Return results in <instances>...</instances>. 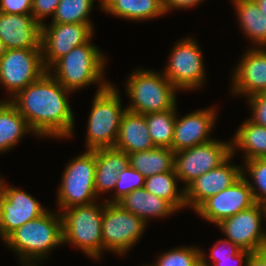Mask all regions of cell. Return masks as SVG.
Here are the masks:
<instances>
[{
  "label": "cell",
  "mask_w": 266,
  "mask_h": 266,
  "mask_svg": "<svg viewBox=\"0 0 266 266\" xmlns=\"http://www.w3.org/2000/svg\"><path fill=\"white\" fill-rule=\"evenodd\" d=\"M231 155V141L213 139L175 152L174 169L184 190L198 177L218 167Z\"/></svg>",
  "instance_id": "8fae6325"
},
{
  "label": "cell",
  "mask_w": 266,
  "mask_h": 266,
  "mask_svg": "<svg viewBox=\"0 0 266 266\" xmlns=\"http://www.w3.org/2000/svg\"><path fill=\"white\" fill-rule=\"evenodd\" d=\"M93 202L76 205L60 212L62 218L63 245L69 243L81 249L89 258L99 261L103 254L102 204Z\"/></svg>",
  "instance_id": "277c9868"
},
{
  "label": "cell",
  "mask_w": 266,
  "mask_h": 266,
  "mask_svg": "<svg viewBox=\"0 0 266 266\" xmlns=\"http://www.w3.org/2000/svg\"><path fill=\"white\" fill-rule=\"evenodd\" d=\"M8 51L6 44L0 39V59L5 55Z\"/></svg>",
  "instance_id": "b9f144b4"
},
{
  "label": "cell",
  "mask_w": 266,
  "mask_h": 266,
  "mask_svg": "<svg viewBox=\"0 0 266 266\" xmlns=\"http://www.w3.org/2000/svg\"><path fill=\"white\" fill-rule=\"evenodd\" d=\"M203 0H163V9L165 14L170 13L173 9H187L198 6ZM198 4V5H197Z\"/></svg>",
  "instance_id": "f35d334b"
},
{
  "label": "cell",
  "mask_w": 266,
  "mask_h": 266,
  "mask_svg": "<svg viewBox=\"0 0 266 266\" xmlns=\"http://www.w3.org/2000/svg\"><path fill=\"white\" fill-rule=\"evenodd\" d=\"M0 39L8 49H41V25L31 14L0 12Z\"/></svg>",
  "instance_id": "d6986e66"
},
{
  "label": "cell",
  "mask_w": 266,
  "mask_h": 266,
  "mask_svg": "<svg viewBox=\"0 0 266 266\" xmlns=\"http://www.w3.org/2000/svg\"><path fill=\"white\" fill-rule=\"evenodd\" d=\"M92 23H51L41 25L40 46L48 71L74 47L88 43L94 35Z\"/></svg>",
  "instance_id": "7c38bea8"
},
{
  "label": "cell",
  "mask_w": 266,
  "mask_h": 266,
  "mask_svg": "<svg viewBox=\"0 0 266 266\" xmlns=\"http://www.w3.org/2000/svg\"><path fill=\"white\" fill-rule=\"evenodd\" d=\"M117 203L147 224L150 217L167 218L177 212L168 201L148 192L145 188L135 189Z\"/></svg>",
  "instance_id": "7402d4cb"
},
{
  "label": "cell",
  "mask_w": 266,
  "mask_h": 266,
  "mask_svg": "<svg viewBox=\"0 0 266 266\" xmlns=\"http://www.w3.org/2000/svg\"><path fill=\"white\" fill-rule=\"evenodd\" d=\"M3 242L18 255L22 266H38L54 248L63 245L60 212L48 209L43 215L17 228Z\"/></svg>",
  "instance_id": "7a4b0ae2"
},
{
  "label": "cell",
  "mask_w": 266,
  "mask_h": 266,
  "mask_svg": "<svg viewBox=\"0 0 266 266\" xmlns=\"http://www.w3.org/2000/svg\"><path fill=\"white\" fill-rule=\"evenodd\" d=\"M246 266H266V249L251 252Z\"/></svg>",
  "instance_id": "ab89813d"
},
{
  "label": "cell",
  "mask_w": 266,
  "mask_h": 266,
  "mask_svg": "<svg viewBox=\"0 0 266 266\" xmlns=\"http://www.w3.org/2000/svg\"><path fill=\"white\" fill-rule=\"evenodd\" d=\"M128 165L126 152L115 148L96 149L95 191L98 197L114 190L119 173Z\"/></svg>",
  "instance_id": "44dd1931"
},
{
  "label": "cell",
  "mask_w": 266,
  "mask_h": 266,
  "mask_svg": "<svg viewBox=\"0 0 266 266\" xmlns=\"http://www.w3.org/2000/svg\"><path fill=\"white\" fill-rule=\"evenodd\" d=\"M231 91L235 96L266 92V47H250L233 69Z\"/></svg>",
  "instance_id": "e0dca14e"
},
{
  "label": "cell",
  "mask_w": 266,
  "mask_h": 266,
  "mask_svg": "<svg viewBox=\"0 0 266 266\" xmlns=\"http://www.w3.org/2000/svg\"><path fill=\"white\" fill-rule=\"evenodd\" d=\"M128 156L129 165L145 177L174 170L175 152L171 148L155 147L133 152Z\"/></svg>",
  "instance_id": "4316f807"
},
{
  "label": "cell",
  "mask_w": 266,
  "mask_h": 266,
  "mask_svg": "<svg viewBox=\"0 0 266 266\" xmlns=\"http://www.w3.org/2000/svg\"><path fill=\"white\" fill-rule=\"evenodd\" d=\"M263 219L266 221V206L256 203L234 216L221 220L216 226L221 229L227 240L241 250L254 252L266 249V227L262 226Z\"/></svg>",
  "instance_id": "4fadbf2b"
},
{
  "label": "cell",
  "mask_w": 266,
  "mask_h": 266,
  "mask_svg": "<svg viewBox=\"0 0 266 266\" xmlns=\"http://www.w3.org/2000/svg\"><path fill=\"white\" fill-rule=\"evenodd\" d=\"M240 251L241 248H239L236 244L227 239L221 238L213 245V247H210V256L208 257L212 260V262L207 260V253L201 249V266H211L218 259L232 258Z\"/></svg>",
  "instance_id": "836d02e7"
},
{
  "label": "cell",
  "mask_w": 266,
  "mask_h": 266,
  "mask_svg": "<svg viewBox=\"0 0 266 266\" xmlns=\"http://www.w3.org/2000/svg\"><path fill=\"white\" fill-rule=\"evenodd\" d=\"M60 0H33L31 15L40 24L43 25V19L53 16Z\"/></svg>",
  "instance_id": "d590c367"
},
{
  "label": "cell",
  "mask_w": 266,
  "mask_h": 266,
  "mask_svg": "<svg viewBox=\"0 0 266 266\" xmlns=\"http://www.w3.org/2000/svg\"><path fill=\"white\" fill-rule=\"evenodd\" d=\"M236 9L239 25L244 35L251 40V47H266V16L255 0H231Z\"/></svg>",
  "instance_id": "d4e9b609"
},
{
  "label": "cell",
  "mask_w": 266,
  "mask_h": 266,
  "mask_svg": "<svg viewBox=\"0 0 266 266\" xmlns=\"http://www.w3.org/2000/svg\"><path fill=\"white\" fill-rule=\"evenodd\" d=\"M244 162L242 175L252 190L254 200L256 203L266 206V158H255Z\"/></svg>",
  "instance_id": "4dcf8cb0"
},
{
  "label": "cell",
  "mask_w": 266,
  "mask_h": 266,
  "mask_svg": "<svg viewBox=\"0 0 266 266\" xmlns=\"http://www.w3.org/2000/svg\"><path fill=\"white\" fill-rule=\"evenodd\" d=\"M177 181H179L175 169L173 171L163 172L146 177L144 188L168 201L177 211L186 207L185 190L178 189Z\"/></svg>",
  "instance_id": "83f0119b"
},
{
  "label": "cell",
  "mask_w": 266,
  "mask_h": 266,
  "mask_svg": "<svg viewBox=\"0 0 266 266\" xmlns=\"http://www.w3.org/2000/svg\"><path fill=\"white\" fill-rule=\"evenodd\" d=\"M231 140V154L234 155L236 150L241 149L243 161L266 158V127L247 119L242 122Z\"/></svg>",
  "instance_id": "484cf974"
},
{
  "label": "cell",
  "mask_w": 266,
  "mask_h": 266,
  "mask_svg": "<svg viewBox=\"0 0 266 266\" xmlns=\"http://www.w3.org/2000/svg\"><path fill=\"white\" fill-rule=\"evenodd\" d=\"M256 204L243 175L231 186L205 200L194 212L212 224L234 216Z\"/></svg>",
  "instance_id": "9a60e30c"
},
{
  "label": "cell",
  "mask_w": 266,
  "mask_h": 266,
  "mask_svg": "<svg viewBox=\"0 0 266 266\" xmlns=\"http://www.w3.org/2000/svg\"><path fill=\"white\" fill-rule=\"evenodd\" d=\"M33 0H0V12L7 14H31Z\"/></svg>",
  "instance_id": "8d00e7d4"
},
{
  "label": "cell",
  "mask_w": 266,
  "mask_h": 266,
  "mask_svg": "<svg viewBox=\"0 0 266 266\" xmlns=\"http://www.w3.org/2000/svg\"><path fill=\"white\" fill-rule=\"evenodd\" d=\"M146 177L140 172L128 165L118 175V180L114 188L112 199H105L106 202H118L125 195L135 189L144 188Z\"/></svg>",
  "instance_id": "d6a6232c"
},
{
  "label": "cell",
  "mask_w": 266,
  "mask_h": 266,
  "mask_svg": "<svg viewBox=\"0 0 266 266\" xmlns=\"http://www.w3.org/2000/svg\"><path fill=\"white\" fill-rule=\"evenodd\" d=\"M62 173L57 192L61 212L76 205H88L98 199L95 191L96 149L86 150L71 159Z\"/></svg>",
  "instance_id": "52a82bcc"
},
{
  "label": "cell",
  "mask_w": 266,
  "mask_h": 266,
  "mask_svg": "<svg viewBox=\"0 0 266 266\" xmlns=\"http://www.w3.org/2000/svg\"><path fill=\"white\" fill-rule=\"evenodd\" d=\"M216 112L217 108L212 106L185 116H177L178 113H176L172 150L178 152L213 140L209 135L217 122Z\"/></svg>",
  "instance_id": "ac0fdd59"
},
{
  "label": "cell",
  "mask_w": 266,
  "mask_h": 266,
  "mask_svg": "<svg viewBox=\"0 0 266 266\" xmlns=\"http://www.w3.org/2000/svg\"><path fill=\"white\" fill-rule=\"evenodd\" d=\"M230 155L218 167L204 173L185 189L186 207L194 211L208 198L228 188L242 176V167L231 164Z\"/></svg>",
  "instance_id": "2e32d148"
},
{
  "label": "cell",
  "mask_w": 266,
  "mask_h": 266,
  "mask_svg": "<svg viewBox=\"0 0 266 266\" xmlns=\"http://www.w3.org/2000/svg\"><path fill=\"white\" fill-rule=\"evenodd\" d=\"M29 133L35 134L17 108L9 100L2 101L0 103V154L14 148Z\"/></svg>",
  "instance_id": "cb8c5ba5"
},
{
  "label": "cell",
  "mask_w": 266,
  "mask_h": 266,
  "mask_svg": "<svg viewBox=\"0 0 266 266\" xmlns=\"http://www.w3.org/2000/svg\"><path fill=\"white\" fill-rule=\"evenodd\" d=\"M126 81L125 92L131 100L126 107L128 111L145 115L167 111L177 106L175 95L178 90L162 72L136 69Z\"/></svg>",
  "instance_id": "5b68a950"
},
{
  "label": "cell",
  "mask_w": 266,
  "mask_h": 266,
  "mask_svg": "<svg viewBox=\"0 0 266 266\" xmlns=\"http://www.w3.org/2000/svg\"><path fill=\"white\" fill-rule=\"evenodd\" d=\"M125 111L120 92L113 84L95 93L87 121L86 150L114 148Z\"/></svg>",
  "instance_id": "8992f818"
},
{
  "label": "cell",
  "mask_w": 266,
  "mask_h": 266,
  "mask_svg": "<svg viewBox=\"0 0 266 266\" xmlns=\"http://www.w3.org/2000/svg\"><path fill=\"white\" fill-rule=\"evenodd\" d=\"M250 251L241 250L232 258L218 259L211 266H246Z\"/></svg>",
  "instance_id": "74e56055"
},
{
  "label": "cell",
  "mask_w": 266,
  "mask_h": 266,
  "mask_svg": "<svg viewBox=\"0 0 266 266\" xmlns=\"http://www.w3.org/2000/svg\"><path fill=\"white\" fill-rule=\"evenodd\" d=\"M199 46L194 38L187 37L176 41L170 52L162 73L177 90L189 91L202 87L206 72Z\"/></svg>",
  "instance_id": "9c48e42d"
},
{
  "label": "cell",
  "mask_w": 266,
  "mask_h": 266,
  "mask_svg": "<svg viewBox=\"0 0 266 266\" xmlns=\"http://www.w3.org/2000/svg\"><path fill=\"white\" fill-rule=\"evenodd\" d=\"M99 4L105 13L124 20L148 21L166 15L163 0H100Z\"/></svg>",
  "instance_id": "603a6c76"
},
{
  "label": "cell",
  "mask_w": 266,
  "mask_h": 266,
  "mask_svg": "<svg viewBox=\"0 0 266 266\" xmlns=\"http://www.w3.org/2000/svg\"><path fill=\"white\" fill-rule=\"evenodd\" d=\"M155 264L147 266H201V248L198 246L177 247L158 256Z\"/></svg>",
  "instance_id": "1f68e13d"
},
{
  "label": "cell",
  "mask_w": 266,
  "mask_h": 266,
  "mask_svg": "<svg viewBox=\"0 0 266 266\" xmlns=\"http://www.w3.org/2000/svg\"><path fill=\"white\" fill-rule=\"evenodd\" d=\"M3 178L0 176V191H1V186H2V182H3Z\"/></svg>",
  "instance_id": "7bdbcfd3"
},
{
  "label": "cell",
  "mask_w": 266,
  "mask_h": 266,
  "mask_svg": "<svg viewBox=\"0 0 266 266\" xmlns=\"http://www.w3.org/2000/svg\"><path fill=\"white\" fill-rule=\"evenodd\" d=\"M146 225L140 217L127 211L117 202L103 201V252L110 251L122 257L138 243Z\"/></svg>",
  "instance_id": "ba28073f"
},
{
  "label": "cell",
  "mask_w": 266,
  "mask_h": 266,
  "mask_svg": "<svg viewBox=\"0 0 266 266\" xmlns=\"http://www.w3.org/2000/svg\"><path fill=\"white\" fill-rule=\"evenodd\" d=\"M41 49H8L0 59V84L10 100L45 72Z\"/></svg>",
  "instance_id": "30bf717a"
},
{
  "label": "cell",
  "mask_w": 266,
  "mask_h": 266,
  "mask_svg": "<svg viewBox=\"0 0 266 266\" xmlns=\"http://www.w3.org/2000/svg\"><path fill=\"white\" fill-rule=\"evenodd\" d=\"M260 11L266 16V0H255Z\"/></svg>",
  "instance_id": "60d3db41"
},
{
  "label": "cell",
  "mask_w": 266,
  "mask_h": 266,
  "mask_svg": "<svg viewBox=\"0 0 266 266\" xmlns=\"http://www.w3.org/2000/svg\"><path fill=\"white\" fill-rule=\"evenodd\" d=\"M69 93L48 71L19 91L9 101L27 120L35 136L70 138L75 117L69 104Z\"/></svg>",
  "instance_id": "6da1fadb"
},
{
  "label": "cell",
  "mask_w": 266,
  "mask_h": 266,
  "mask_svg": "<svg viewBox=\"0 0 266 266\" xmlns=\"http://www.w3.org/2000/svg\"><path fill=\"white\" fill-rule=\"evenodd\" d=\"M48 209L31 194L2 182L0 191V238L5 240L24 223L43 215Z\"/></svg>",
  "instance_id": "5bb4252c"
},
{
  "label": "cell",
  "mask_w": 266,
  "mask_h": 266,
  "mask_svg": "<svg viewBox=\"0 0 266 266\" xmlns=\"http://www.w3.org/2000/svg\"><path fill=\"white\" fill-rule=\"evenodd\" d=\"M95 0H60L51 23H92L89 16Z\"/></svg>",
  "instance_id": "f546056e"
},
{
  "label": "cell",
  "mask_w": 266,
  "mask_h": 266,
  "mask_svg": "<svg viewBox=\"0 0 266 266\" xmlns=\"http://www.w3.org/2000/svg\"><path fill=\"white\" fill-rule=\"evenodd\" d=\"M155 147L145 115L126 110L121 118L114 148L130 154Z\"/></svg>",
  "instance_id": "ffe728a7"
},
{
  "label": "cell",
  "mask_w": 266,
  "mask_h": 266,
  "mask_svg": "<svg viewBox=\"0 0 266 266\" xmlns=\"http://www.w3.org/2000/svg\"><path fill=\"white\" fill-rule=\"evenodd\" d=\"M252 114L249 118L254 124L266 127V92L246 98Z\"/></svg>",
  "instance_id": "e575fe53"
},
{
  "label": "cell",
  "mask_w": 266,
  "mask_h": 266,
  "mask_svg": "<svg viewBox=\"0 0 266 266\" xmlns=\"http://www.w3.org/2000/svg\"><path fill=\"white\" fill-rule=\"evenodd\" d=\"M107 59L100 48L90 40L70 50L48 72L71 92L98 84L96 93H99L111 84L104 77Z\"/></svg>",
  "instance_id": "3957f363"
},
{
  "label": "cell",
  "mask_w": 266,
  "mask_h": 266,
  "mask_svg": "<svg viewBox=\"0 0 266 266\" xmlns=\"http://www.w3.org/2000/svg\"><path fill=\"white\" fill-rule=\"evenodd\" d=\"M177 107L167 111L145 114L150 137L156 147L172 149Z\"/></svg>",
  "instance_id": "f1b7e54d"
}]
</instances>
